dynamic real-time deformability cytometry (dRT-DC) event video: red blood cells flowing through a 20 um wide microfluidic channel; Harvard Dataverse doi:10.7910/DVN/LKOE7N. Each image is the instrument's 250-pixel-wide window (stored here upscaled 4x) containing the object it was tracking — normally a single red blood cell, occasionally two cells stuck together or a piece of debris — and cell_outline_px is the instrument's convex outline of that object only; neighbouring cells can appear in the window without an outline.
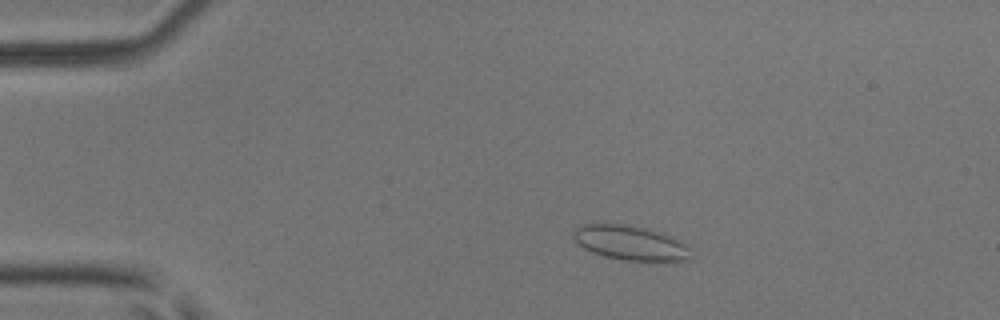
{"species": "common noctule bat (a hibernating species)", "species_latin": "Nyctalus noctula", "temperature_condition": "room temperature", "stored_images_in_passage": 51, "camera_frame_rate_fps": 3000, "um_per_image_px": 0.085, "animal": {"sex": "male", "body_mass_g": 17.9, "forearm_length_mm": 54.2}, "frame": {"image": 1, "passage_image": 9, "time_ms": 2.667, "image_size_px": [1000, 320], "cell_outline_px": [[692, 256], [688, 260], [624, 260], [604, 256], [592, 252], [584, 248], [572, 236], [572, 228], [584, 224], [604, 220], [648, 228], [672, 236], [680, 240], [688, 248]], "centroid_in_image_um": [53.5, 20.58], "position_along_channel_um": 31.5, "area_um2": 24.16}}
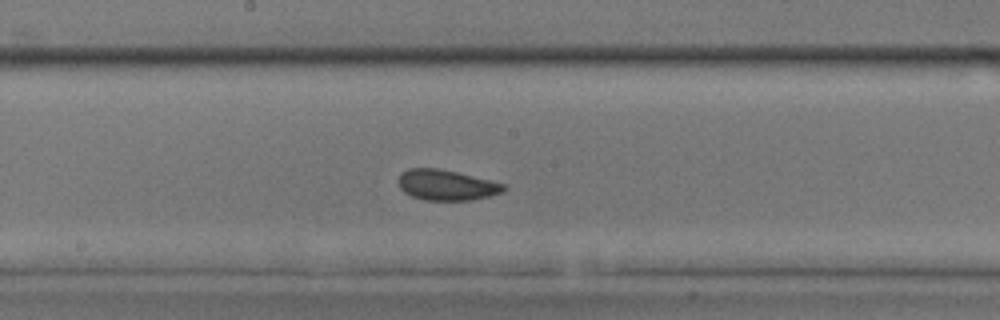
{"frame": {"image": 2, "passage_image": 27, "time_ms": 8.667, "image_size_px": [1000, 320], "cell_outline_px": [[508, 188], [500, 192], [488, 196], [472, 200], [424, 200], [412, 196], [404, 192], [400, 188], [400, 172], [408, 168], [436, 168], [456, 172], [492, 180], [504, 184]], "centroid_in_image_um": [37.95, 15.72], "position_along_channel_um": 210.3, "area_um2": 18.61}}
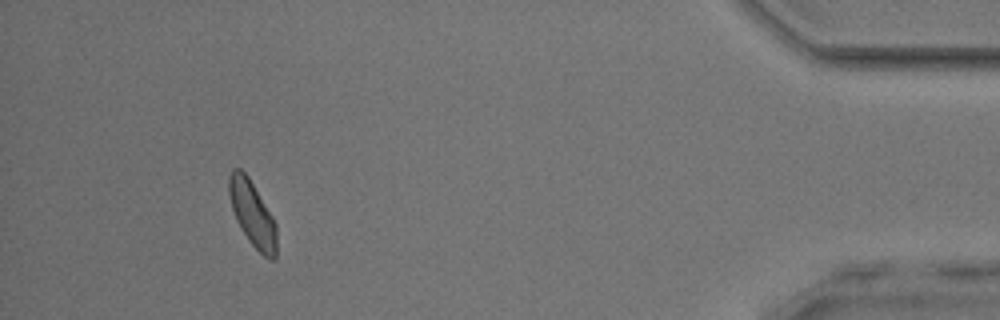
{"frame": {"image": 3, "passage_image": 47, "time_ms": 15.333, "image_size_px": [1000, 320], "cell_outline_px": [[276, 260], [272, 260], [264, 256], [248, 240], [240, 228], [236, 220], [232, 208], [228, 192], [228, 176], [232, 168], [240, 168], [248, 176], [272, 216], [276, 224]], "centroid_in_image_um": [21.43, 18.16], "position_along_channel_um": 413.8, "area_um2": 18.09}, "authors_computed_cell_mechanics": {"area_um2": 18.9584, "velocity_mm_per_s": 3.9685, "shape_relaxation_time_tau1_ms": 3.7388, "shape_relaxation_time_tau2_ms": 0.9369, "deformation_change_tau1": 0.0722, "deformation_change_tau2": 0.0649}}